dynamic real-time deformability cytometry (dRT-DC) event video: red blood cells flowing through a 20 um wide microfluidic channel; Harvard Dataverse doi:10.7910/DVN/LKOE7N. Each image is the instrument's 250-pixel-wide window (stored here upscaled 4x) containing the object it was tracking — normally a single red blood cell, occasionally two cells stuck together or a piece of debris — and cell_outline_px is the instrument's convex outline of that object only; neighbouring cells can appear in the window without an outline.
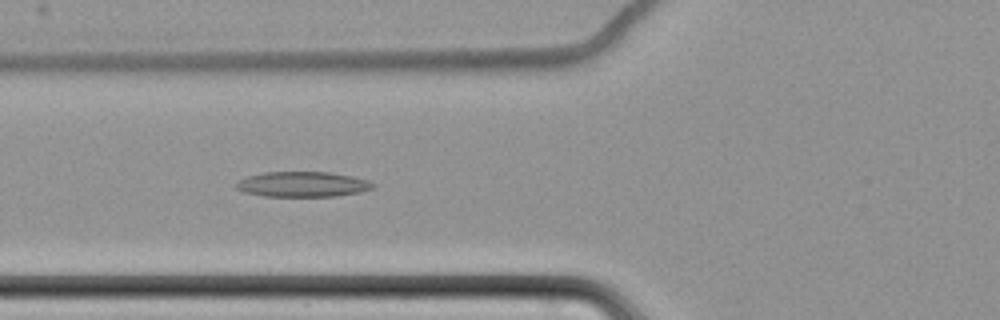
{"species": "common noctule bat (a hibernating species)", "species_latin": "Nyctalus noctula", "temperature_condition": "cold", "stored_images_in_passage": 7, "camera_frame_rate_fps": 3000, "um_per_image_px": 0.085, "animal": {"sex": "female", "body_mass_g": 22.7, "forearm_length_mm": 54.2}, "frame": {"image": 1, "passage_image": 7, "time_ms": 8.0, "image_size_px": [1000, 320], "cell_outline_px": [[376, 184], [372, 188], [360, 192], [336, 196], [264, 196], [244, 192], [236, 188], [236, 184], [240, 180], [248, 176], [264, 172], [328, 172], [352, 176], [368, 180]], "centroid_in_image_um": [25.74, 15.66], "position_along_channel_um": 100.1, "area_um2": 20.0}}